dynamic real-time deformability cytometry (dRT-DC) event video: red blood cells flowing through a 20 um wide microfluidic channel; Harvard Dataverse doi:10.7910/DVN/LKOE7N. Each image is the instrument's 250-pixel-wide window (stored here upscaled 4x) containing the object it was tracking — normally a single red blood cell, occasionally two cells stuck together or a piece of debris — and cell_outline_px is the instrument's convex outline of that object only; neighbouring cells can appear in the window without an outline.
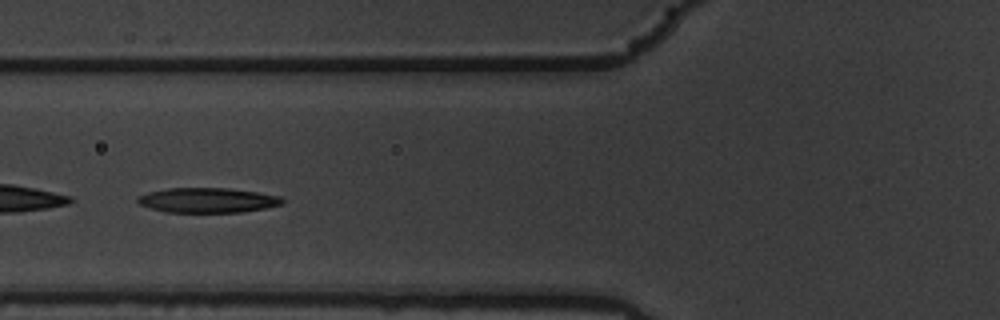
{"species": "common noctule bat (a hibernating species)", "species_latin": "Nyctalus noctula", "temperature_condition": "warm", "stored_images_in_passage": 27, "camera_frame_rate_fps": 3000, "um_per_image_px": 0.085, "animal": {"sex": "male", "body_mass_g": 19.5, "forearm_length_mm": 54.6}, "frame": {"image": 1, "passage_image": 8, "time_ms": 2.333, "image_size_px": [1000, 320], "cell_outline_px": [[284, 204], [264, 208], [240, 212], [164, 212], [148, 208], [140, 204], [136, 200], [136, 196], [148, 192], [168, 188], [228, 188], [256, 192], [280, 196], [284, 200]], "centroid_in_image_um": [17.6, 17.02], "position_along_channel_um": 108.2, "area_um2": 21.04}}